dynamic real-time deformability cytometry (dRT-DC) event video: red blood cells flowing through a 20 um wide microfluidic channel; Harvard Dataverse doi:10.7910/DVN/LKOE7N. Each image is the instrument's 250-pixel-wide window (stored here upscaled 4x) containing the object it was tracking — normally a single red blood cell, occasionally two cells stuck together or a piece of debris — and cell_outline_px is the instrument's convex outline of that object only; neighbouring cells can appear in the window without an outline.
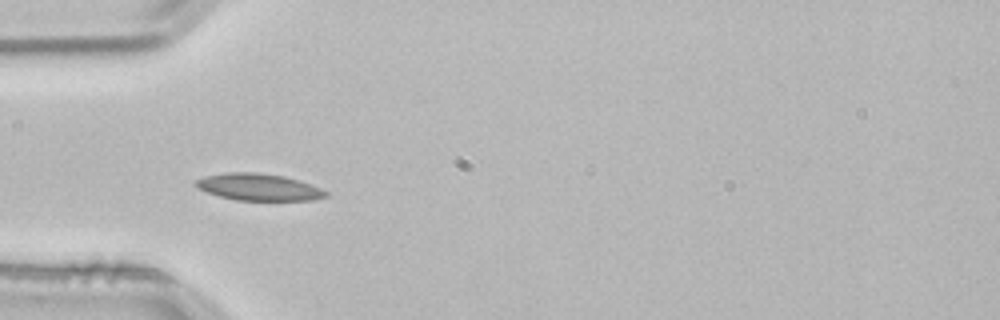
{"species": "common noctule bat (a hibernating species)", "species_latin": "Nyctalus noctula", "temperature_condition": "room temperature", "stored_images_in_passage": 2, "camera_frame_rate_fps": 3000, "um_per_image_px": 0.085, "animal": {"sex": "male", "body_mass_g": 21.5, "forearm_length_mm": 52.0}, "frame": {"image": 1, "passage_image": 2, "time_ms": 0.333, "image_size_px": [1000, 320], "cell_outline_px": [[328, 196], [312, 200], [236, 200], [220, 196], [196, 188], [196, 180], [204, 176], [228, 172], [256, 172], [284, 176], [320, 188], [328, 192]], "centroid_in_image_um": [21.97, 15.9], "position_along_channel_um": 63.0, "area_um2": 20.11}}